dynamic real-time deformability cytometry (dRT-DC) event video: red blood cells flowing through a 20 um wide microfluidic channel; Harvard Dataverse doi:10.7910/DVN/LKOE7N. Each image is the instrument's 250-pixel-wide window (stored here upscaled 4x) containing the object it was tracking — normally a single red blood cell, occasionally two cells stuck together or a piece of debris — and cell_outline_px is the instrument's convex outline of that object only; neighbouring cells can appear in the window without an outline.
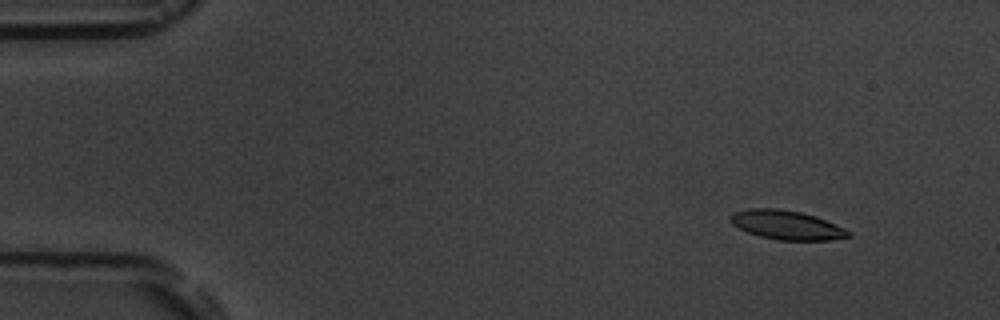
{"species": "common noctule bat (a hibernating species)", "species_latin": "Nyctalus noctula", "temperature_condition": "room temperature", "stored_images_in_passage": 6, "camera_frame_rate_fps": 3000, "um_per_image_px": 0.085, "animal": {"sex": "male", "body_mass_g": 19.5, "forearm_length_mm": 54.6}, "frame": {"image": 1, "passage_image": 2, "time_ms": 1.333, "image_size_px": [1000, 320], "cell_outline_px": [[852, 236], [832, 240], [776, 240], [760, 236], [748, 232], [732, 224], [728, 220], [728, 216], [732, 212], [748, 208], [780, 208], [800, 212], [816, 216], [844, 228], [852, 232]], "centroid_in_image_um": [66.84, 19.12], "position_along_channel_um": 18.2, "area_um2": 20.23}}
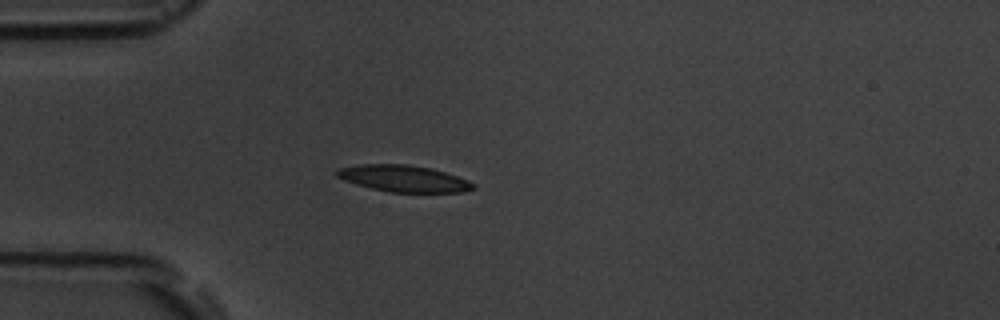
{"frame": {"image": 2, "passage_image": 5, "time_ms": 4.667, "image_size_px": [1000, 320], "cell_outline_px": [[476, 188], [460, 192], [388, 192], [356, 184], [344, 180], [336, 176], [336, 172], [340, 168], [360, 164], [408, 164], [432, 168], [468, 180], [476, 184]], "centroid_in_image_um": [34.32, 15.17], "position_along_channel_um": 50.7, "area_um2": 21.04}}